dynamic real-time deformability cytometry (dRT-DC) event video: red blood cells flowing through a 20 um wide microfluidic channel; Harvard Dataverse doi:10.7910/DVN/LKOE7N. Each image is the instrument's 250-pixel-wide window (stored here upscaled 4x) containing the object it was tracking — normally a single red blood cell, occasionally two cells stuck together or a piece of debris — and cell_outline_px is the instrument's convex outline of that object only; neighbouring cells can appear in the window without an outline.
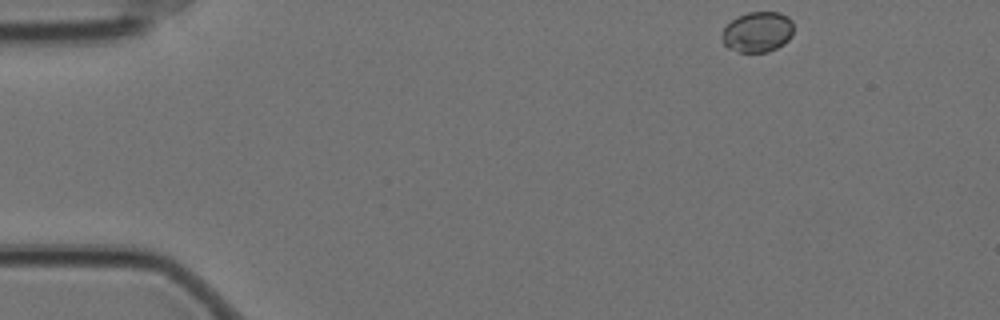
{"species": "Egyptian fruit bat (a non-hibernating species)", "species_latin": "Rousettus aegyptiacus", "temperature_condition": "cold", "stored_images_in_passage": 16, "camera_frame_rate_fps": 3000, "um_per_image_px": 0.085, "animal": {"sex": "female"}, "frame": {"image": 1, "passage_image": 1, "time_ms": 0.0, "image_size_px": [1000, 320], "cell_outline_px": [[792, 36], [784, 44], [768, 52], [740, 52], [728, 48], [724, 44], [720, 36], [724, 28], [732, 20], [748, 12], [780, 12], [788, 16], [792, 20]], "centroid_in_image_um": [64.4, 2.72], "position_along_channel_um": 20.6, "area_um2": 16.94}}
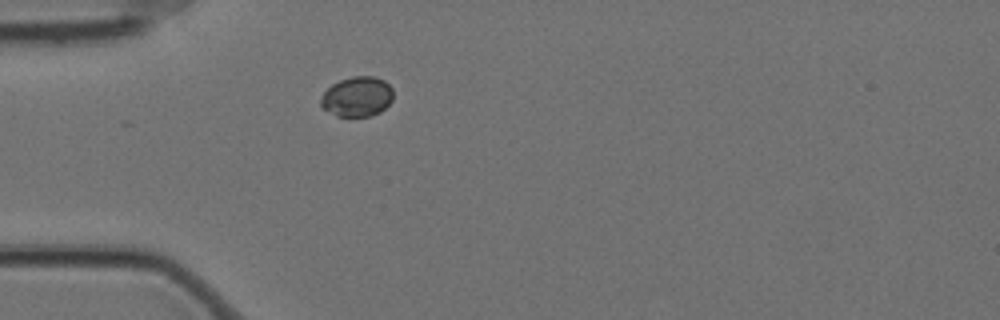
{"frame": {"image": 2, "passage_image": 11, "time_ms": 3.333, "image_size_px": [1000, 320], "cell_outline_px": [[392, 100], [380, 112], [372, 116], [336, 116], [320, 108], [320, 100], [324, 92], [332, 84], [340, 80], [352, 76], [376, 76], [384, 80], [392, 88]], "centroid_in_image_um": [30.34, 8.22], "position_along_channel_um": 54.7, "area_um2": 16.99}}
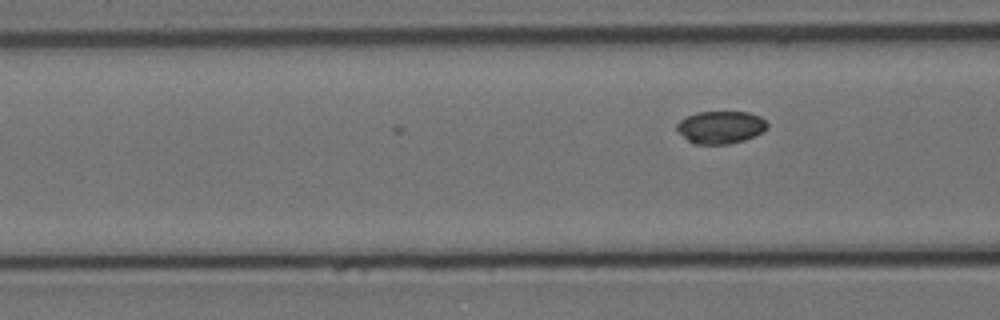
{"frame": {"image": 3, "passage_image": 16, "time_ms": 5.0, "image_size_px": [1000, 320], "cell_outline_px": [[768, 128], [764, 132], [756, 136], [744, 140], [728, 144], [692, 144], [676, 128], [676, 124], [680, 120], [688, 116], [700, 112], [748, 112], [760, 116], [768, 124]], "centroid_in_image_um": [61.29, 10.82], "position_along_channel_um": 105.3, "area_um2": 17.17}}